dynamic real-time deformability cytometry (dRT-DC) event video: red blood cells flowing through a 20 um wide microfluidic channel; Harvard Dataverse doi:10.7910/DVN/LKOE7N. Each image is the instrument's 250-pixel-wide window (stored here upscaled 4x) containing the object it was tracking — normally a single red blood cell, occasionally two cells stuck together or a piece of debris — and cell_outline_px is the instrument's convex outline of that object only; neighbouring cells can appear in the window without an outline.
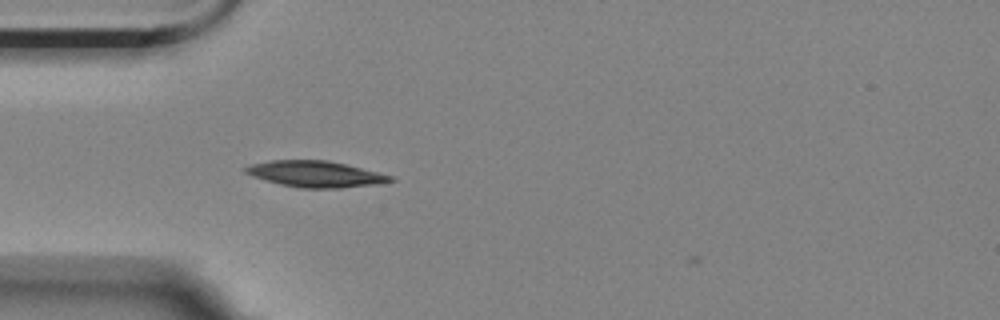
{"species": "Egyptian fruit bat (a non-hibernating species)", "species_latin": "Rousettus aegyptiacus", "temperature_condition": "room temperature", "stored_images_in_passage": 5, "camera_frame_rate_fps": 3000, "um_per_image_px": 0.085, "animal": {"sex": "female"}, "frame": {"image": 1, "passage_image": 5, "time_ms": 1.333, "image_size_px": [1000, 320], "cell_outline_px": [[396, 180], [376, 184], [340, 188], [300, 188], [280, 184], [264, 180], [252, 176], [244, 172], [244, 168], [252, 164], [272, 160], [328, 160], [392, 176]], "centroid_in_image_um": [26.78, 14.8], "position_along_channel_um": 58.2, "area_um2": 21.85}}